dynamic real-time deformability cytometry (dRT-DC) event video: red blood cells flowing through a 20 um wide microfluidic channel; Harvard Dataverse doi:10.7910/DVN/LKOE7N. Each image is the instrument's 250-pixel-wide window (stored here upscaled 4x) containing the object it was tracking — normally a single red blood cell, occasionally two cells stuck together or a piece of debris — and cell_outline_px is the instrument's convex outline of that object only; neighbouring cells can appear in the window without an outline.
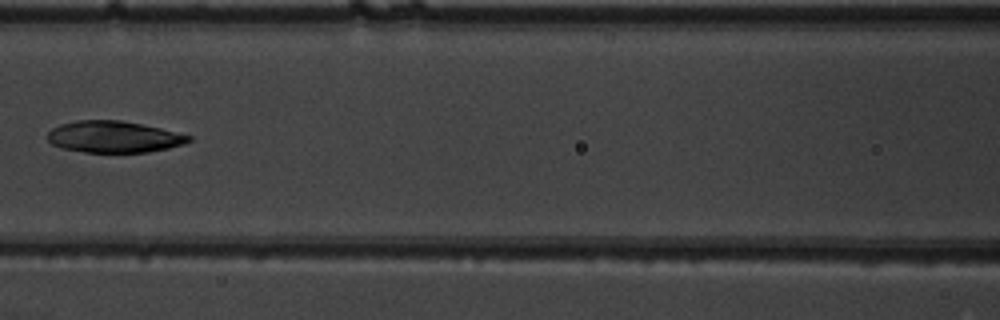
{"species": "common noctule bat (a hibernating species)", "species_latin": "Nyctalus noctula", "temperature_condition": "warm", "stored_images_in_passage": 8, "camera_frame_rate_fps": 3000, "um_per_image_px": 0.085, "animal": {"sex": "male", "body_mass_g": 19.5, "forearm_length_mm": 54.6}, "frame": {"image": 1, "passage_image": 7, "time_ms": 2.0, "image_size_px": [1000, 320], "cell_outline_px": [[192, 140], [184, 144], [168, 148], [148, 152], [84, 152], [64, 148], [52, 144], [48, 140], [48, 132], [52, 128], [60, 124], [76, 120], [120, 120], [160, 128], [192, 136]], "centroid_in_image_um": [9.67, 11.63], "position_along_channel_um": 156.9, "area_um2": 25.84}}
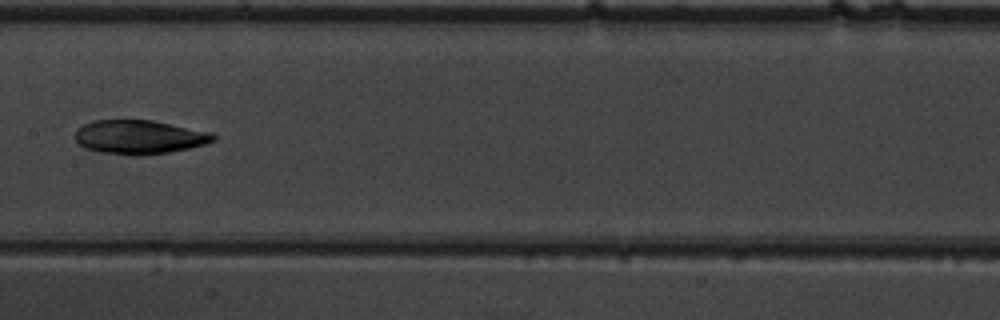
{"frame": {"image": 2, "passage_image": 8, "time_ms": 2.333, "image_size_px": [1000, 320], "cell_outline_px": [[216, 140], [192, 148], [168, 152], [140, 156], [132, 156], [100, 152], [84, 148], [76, 140], [76, 128], [92, 120], [152, 120], [212, 132], [216, 136]], "centroid_in_image_um": [11.85, 11.65], "position_along_channel_um": 195.6, "area_um2": 27.57}}